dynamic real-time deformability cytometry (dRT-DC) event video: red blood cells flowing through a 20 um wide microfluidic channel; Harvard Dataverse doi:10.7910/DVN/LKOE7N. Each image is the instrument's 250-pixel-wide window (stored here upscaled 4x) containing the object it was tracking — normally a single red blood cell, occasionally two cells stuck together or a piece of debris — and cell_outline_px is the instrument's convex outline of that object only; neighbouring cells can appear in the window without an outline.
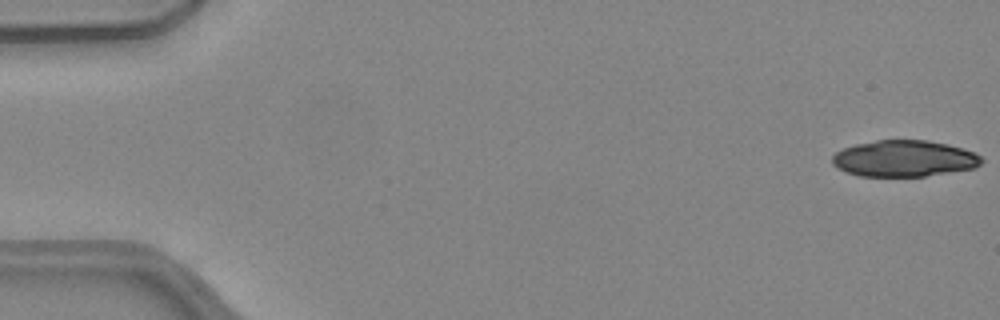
{"species": "common noctule bat (a hibernating species)", "species_latin": "Nyctalus noctula", "temperature_condition": "warm", "stored_images_in_passage": 19, "camera_frame_rate_fps": 3000, "um_per_image_px": 0.085, "animal": {"sex": "female", "body_mass_g": 24.6, "forearm_length_mm": 56.2}, "frame": {"image": 1, "passage_image": 1, "time_ms": 0.0, "image_size_px": [1000, 320], "cell_outline_px": [[984, 160], [976, 168], [924, 176], [860, 176], [836, 168], [832, 164], [832, 156], [836, 152], [844, 148], [856, 144], [876, 140], [928, 140], [948, 144], [976, 152]], "centroid_in_image_um": [76.87, 13.47], "position_along_channel_um": 8.1, "area_um2": 31.73}}